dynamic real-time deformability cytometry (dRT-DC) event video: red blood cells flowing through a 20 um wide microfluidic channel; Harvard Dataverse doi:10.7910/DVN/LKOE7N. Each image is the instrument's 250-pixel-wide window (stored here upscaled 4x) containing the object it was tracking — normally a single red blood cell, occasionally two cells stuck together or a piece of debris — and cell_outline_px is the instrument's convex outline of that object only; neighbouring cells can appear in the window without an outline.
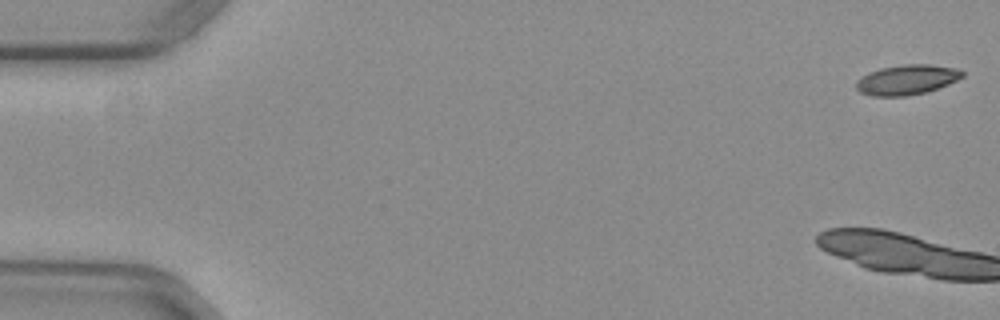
{"species": "common noctule bat (a hibernating species)", "species_latin": "Nyctalus noctula", "temperature_condition": "warm", "stored_images_in_passage": 15, "camera_frame_rate_fps": 3000, "um_per_image_px": 0.085, "animal": {"sex": "female", "body_mass_g": 29.2, "forearm_length_mm": 56.3}, "frame": {"image": 1, "passage_image": 1, "time_ms": 0.0, "image_size_px": [1000, 320], "cell_outline_px": [[964, 76], [948, 84], [924, 92], [904, 96], [872, 96], [860, 92], [856, 88], [856, 80], [868, 72], [880, 68], [904, 64], [928, 64], [956, 68], [964, 72]], "centroid_in_image_um": [77.05, 6.77], "position_along_channel_um": 8.0, "area_um2": 18.44}}